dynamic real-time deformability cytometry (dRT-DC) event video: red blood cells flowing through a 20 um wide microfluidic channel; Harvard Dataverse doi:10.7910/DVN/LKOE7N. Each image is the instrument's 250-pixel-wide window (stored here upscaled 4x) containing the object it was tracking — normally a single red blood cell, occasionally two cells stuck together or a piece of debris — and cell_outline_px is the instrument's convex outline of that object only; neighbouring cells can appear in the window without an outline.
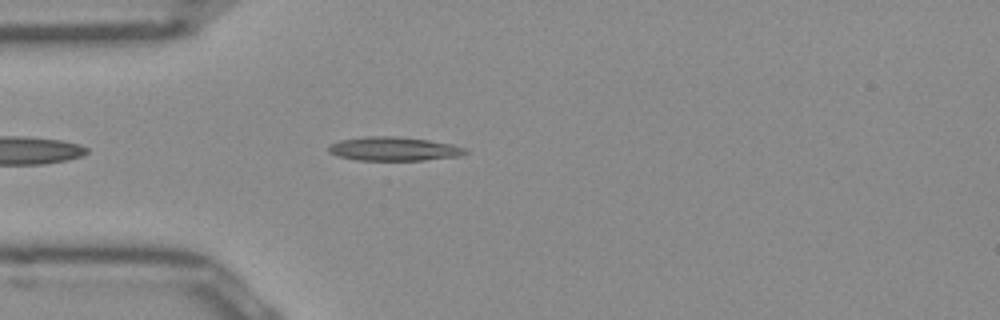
{"species": "Egyptian fruit bat (a non-hibernating species)", "species_latin": "Rousettus aegyptiacus", "temperature_condition": "room temperature", "stored_images_in_passage": 41, "camera_frame_rate_fps": 3000, "um_per_image_px": 0.085, "frame": {"image": 1, "passage_image": 4, "time_ms": 1.0, "image_size_px": [1000, 320], "cell_outline_px": [[468, 152], [460, 156], [424, 160], [356, 160], [336, 156], [328, 152], [328, 144], [340, 140], [364, 136], [396, 136], [428, 140], [452, 144], [464, 148]], "centroid_in_image_um": [33.42, 12.65], "position_along_channel_um": 51.6, "area_um2": 19.13}}
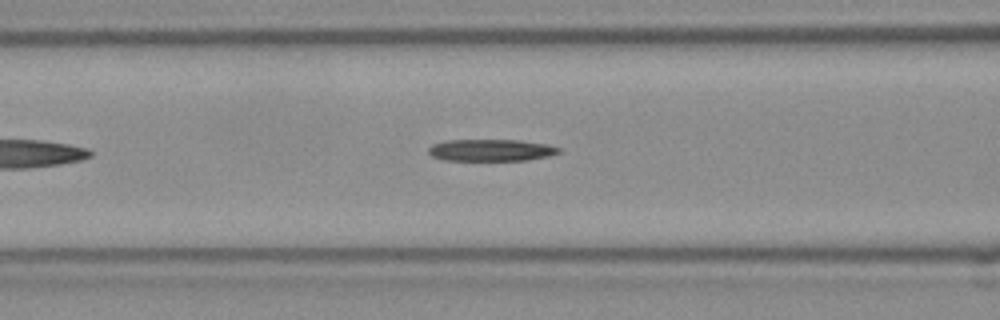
{"frame": {"image": 2, "passage_image": 10, "time_ms": 3.0, "image_size_px": [1000, 320], "cell_outline_px": [[560, 152], [548, 156], [528, 160], [444, 160], [432, 156], [428, 152], [428, 148], [432, 144], [444, 140], [520, 140], [548, 144], [560, 148]], "centroid_in_image_um": [41.72, 12.76], "position_along_channel_um": 124.9, "area_um2": 16.65}}
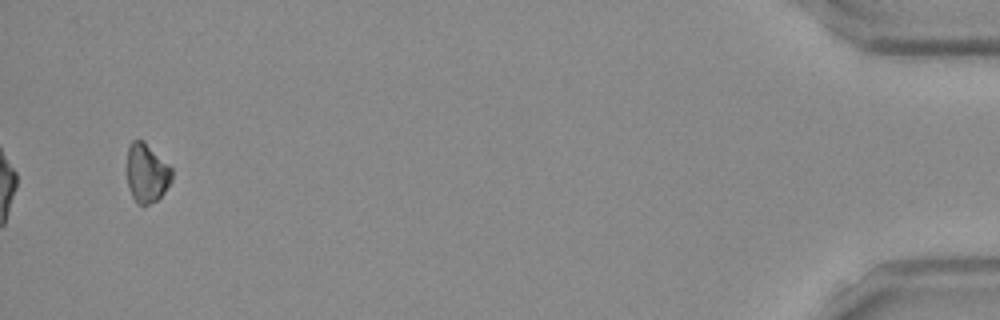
{"frame": {"image": 3, "passage_image": 39, "time_ms": 12.667, "image_size_px": [1000, 320], "cell_outline_px": [[172, 180], [164, 192], [156, 200], [148, 204], [136, 204], [128, 188], [128, 148], [132, 140], [144, 140], [172, 168]], "centroid_in_image_um": [12.48, 14.71], "position_along_channel_um": 422.7, "area_um2": 15.32}}